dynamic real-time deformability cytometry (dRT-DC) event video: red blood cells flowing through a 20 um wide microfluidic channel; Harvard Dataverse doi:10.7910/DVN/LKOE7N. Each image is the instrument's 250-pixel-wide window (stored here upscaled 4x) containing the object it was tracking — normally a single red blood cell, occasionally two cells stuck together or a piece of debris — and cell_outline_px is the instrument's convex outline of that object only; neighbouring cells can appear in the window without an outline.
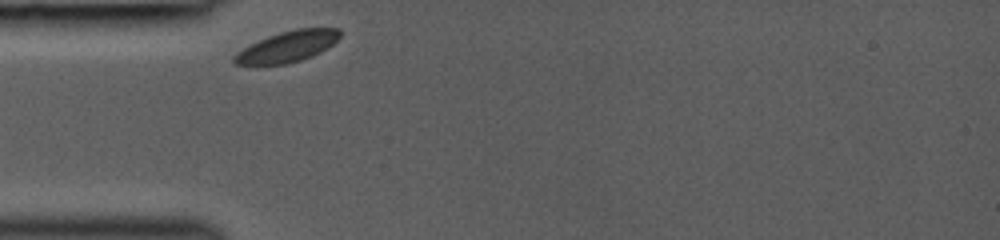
{"species": "common noctule bat (a hibernating species)", "species_latin": "Nyctalus noctula", "temperature_condition": "room temperature", "stored_images_in_passage": 4, "camera_frame_rate_fps": 3000, "um_per_image_px": 0.085, "animal": {"sex": "female", "body_mass_g": 19.0, "forearm_length_mm": 53.3}, "frame": {"image": 1, "passage_image": 1, "time_ms": 0.0, "image_size_px": [1000, 240], "cell_outline_px": [[344, 32], [328, 48], [312, 56], [288, 64], [236, 64], [232, 60], [232, 56], [236, 52], [268, 36], [280, 32], [296, 28], [340, 28]], "centroid_in_image_um": [24.48, 3.94], "position_along_channel_um": 60.5, "area_um2": 18.96}}
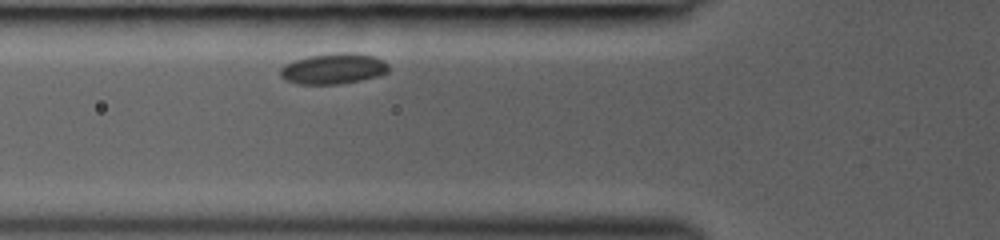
{"frame": {"image": 2, "passage_image": 4, "time_ms": 1.0, "image_size_px": [1000, 240], "cell_outline_px": [[388, 72], [380, 76], [340, 84], [300, 84], [284, 80], [280, 76], [280, 68], [284, 64], [308, 56], [344, 52], [352, 52], [372, 56], [384, 60], [388, 64]], "centroid_in_image_um": [28.34, 5.84], "position_along_channel_um": 97.5, "area_um2": 19.42}}